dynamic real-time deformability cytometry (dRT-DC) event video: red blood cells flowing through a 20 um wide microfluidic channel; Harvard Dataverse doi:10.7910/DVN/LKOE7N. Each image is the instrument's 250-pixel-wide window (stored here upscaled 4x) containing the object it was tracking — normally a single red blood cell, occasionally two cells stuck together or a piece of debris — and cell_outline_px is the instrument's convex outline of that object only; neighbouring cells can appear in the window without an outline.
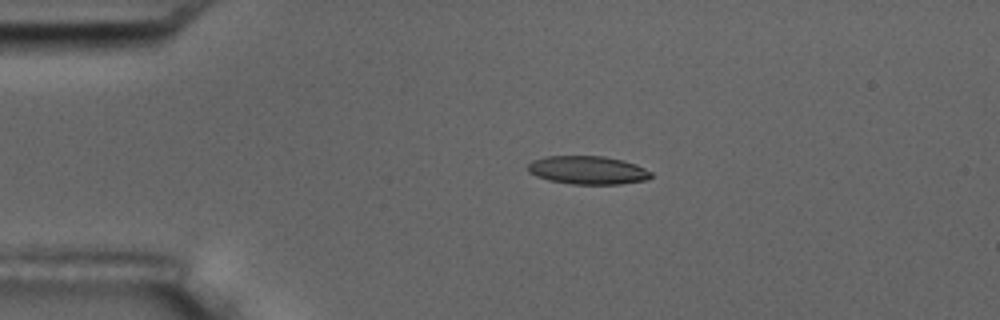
{"species": "common noctule bat (a hibernating species)", "species_latin": "Nyctalus noctula", "temperature_condition": "room temperature", "stored_images_in_passage": 3, "camera_frame_rate_fps": 3000, "um_per_image_px": 0.085, "animal": {"sex": "male", "body_mass_g": 17.5, "forearm_length_mm": 52.3}, "frame": {"image": 1, "passage_image": 3, "time_ms": 2.333, "image_size_px": [1000, 320], "cell_outline_px": [[652, 176], [648, 180], [620, 184], [572, 184], [548, 180], [536, 176], [528, 172], [528, 164], [532, 160], [544, 156], [604, 156], [636, 164], [652, 172]], "centroid_in_image_um": [49.95, 14.46], "position_along_channel_um": 35.1, "area_um2": 20.4}}